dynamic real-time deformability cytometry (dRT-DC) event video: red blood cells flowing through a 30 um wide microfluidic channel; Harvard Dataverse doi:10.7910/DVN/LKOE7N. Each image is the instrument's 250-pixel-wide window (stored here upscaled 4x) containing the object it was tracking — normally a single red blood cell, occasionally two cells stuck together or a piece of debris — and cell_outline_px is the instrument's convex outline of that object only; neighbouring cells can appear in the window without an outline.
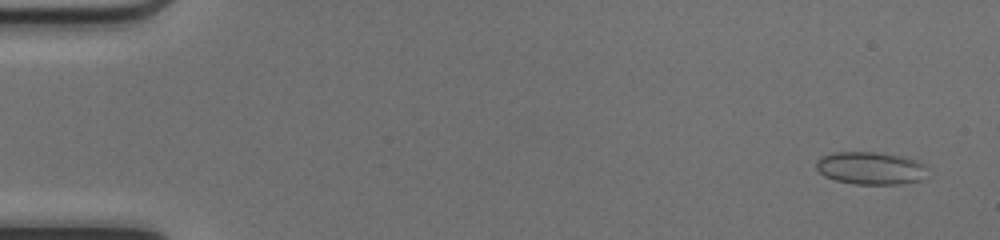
{"species": "common noctule bat (a hibernating species)", "species_latin": "Nyctalus noctula", "temperature_condition": "cold", "stored_images_in_passage": 50, "camera_frame_rate_fps": 3000, "um_per_image_px": 0.085, "animal": {"sex": "female", "body_mass_g": 17.0, "forearm_length_mm": 48.0}, "frame": {"image": 1, "passage_image": 3, "time_ms": 0.667, "image_size_px": [1000, 240], "cell_outline_px": [[924, 180], [904, 184], [856, 184], [836, 180], [824, 176], [816, 168], [816, 160], [820, 156], [832, 152], [876, 152], [904, 156], [920, 160], [924, 164]], "centroid_in_image_um": [74.0, 14.28], "position_along_channel_um": 11.0, "area_um2": 21.44}}
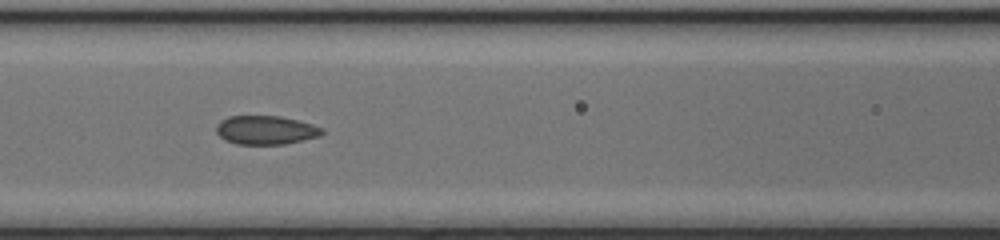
{"frame": {"image": 2, "passage_image": 23, "time_ms": 7.333, "image_size_px": [1000, 240], "cell_outline_px": [[324, 132], [320, 136], [284, 144], [236, 144], [224, 140], [216, 132], [216, 124], [220, 120], [228, 116], [280, 116], [312, 124], [324, 128]], "centroid_in_image_um": [22.57, 11.05], "position_along_channel_um": 144.0, "area_um2": 17.8}}
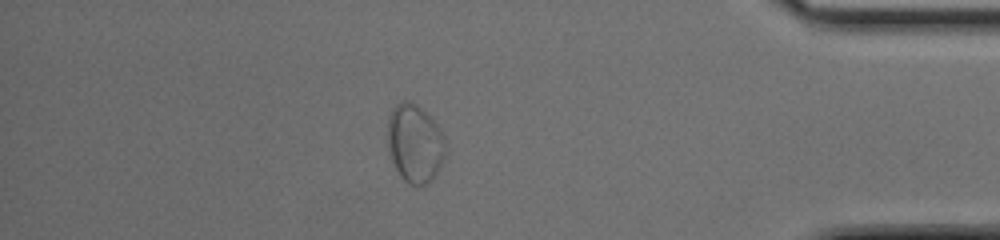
{"frame": {"image": 3, "passage_image": 44, "time_ms": 14.333, "image_size_px": [1000, 240], "cell_outline_px": [[448, 148], [444, 160], [432, 180], [424, 188], [408, 184], [400, 176], [388, 152], [388, 116], [392, 108], [400, 100], [408, 100], [416, 104], [432, 116], [440, 128], [444, 136]], "centroid_in_image_um": [35.29, 12.19], "position_along_channel_um": 399.9, "area_um2": 27.34}, "authors_computed_cell_mechanics": {"area_um2": 18.785, "velocity_mm_per_s": 4.1778, "shape_relaxation_time_tau1_ms": null, "shape_relaxation_time_tau2_ms": 0.7308, "deformation_change_tau1": null, "deformation_change_tau2": 0.0518}}